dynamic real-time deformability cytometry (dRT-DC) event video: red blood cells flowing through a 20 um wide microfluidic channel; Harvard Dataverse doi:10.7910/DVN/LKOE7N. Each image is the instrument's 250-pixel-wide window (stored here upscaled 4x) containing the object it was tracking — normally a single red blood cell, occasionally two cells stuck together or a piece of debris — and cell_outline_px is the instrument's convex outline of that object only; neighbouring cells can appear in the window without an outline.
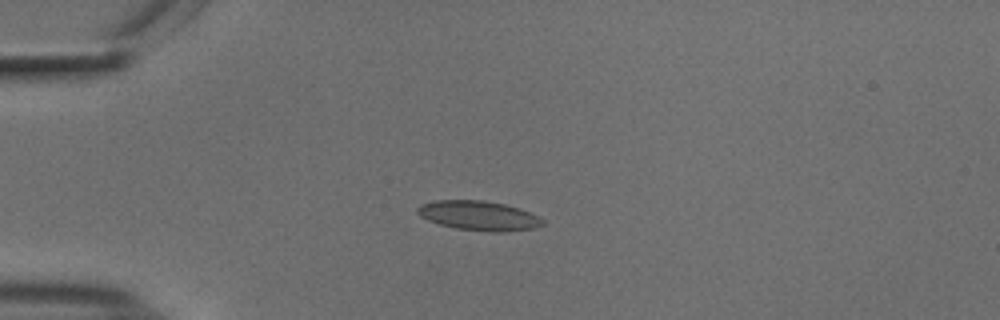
{"species": "common noctule bat (a hibernating species)", "species_latin": "Nyctalus noctula", "temperature_condition": "cold", "stored_images_in_passage": 36, "camera_frame_rate_fps": 3000, "um_per_image_px": 0.085, "animal": {"sex": "male", "body_mass_g": 18.8}, "frame": {"image": 1, "passage_image": 1, "time_ms": 0.0, "image_size_px": [1000, 320], "cell_outline_px": [[544, 224], [532, 228], [500, 232], [492, 232], [456, 228], [440, 224], [428, 220], [420, 216], [416, 212], [416, 208], [420, 204], [436, 200], [484, 200], [504, 204], [520, 208], [540, 216], [544, 220]], "centroid_in_image_um": [40.69, 18.32], "position_along_channel_um": 44.3, "area_um2": 21.56}}
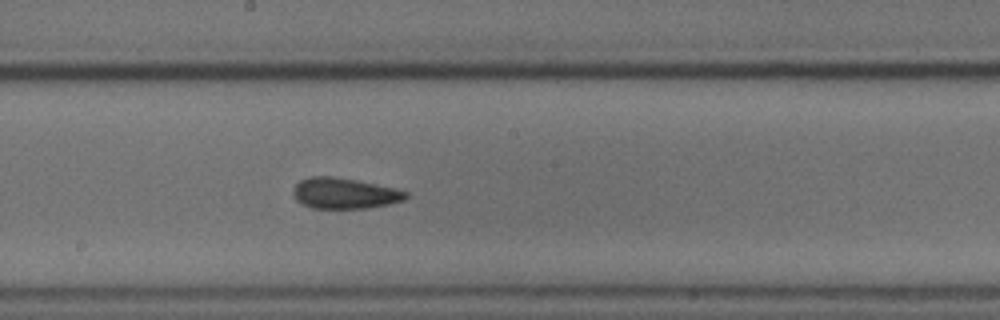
{"frame": {"image": 2, "passage_image": 17, "time_ms": 5.333, "image_size_px": [1000, 320], "cell_outline_px": [[408, 196], [404, 200], [388, 204], [368, 208], [312, 208], [296, 200], [292, 192], [292, 188], [300, 180], [312, 176], [332, 176], [356, 180], [396, 188], [408, 192]], "centroid_in_image_um": [29.27, 16.42], "position_along_channel_um": 218.9, "area_um2": 20.23}}
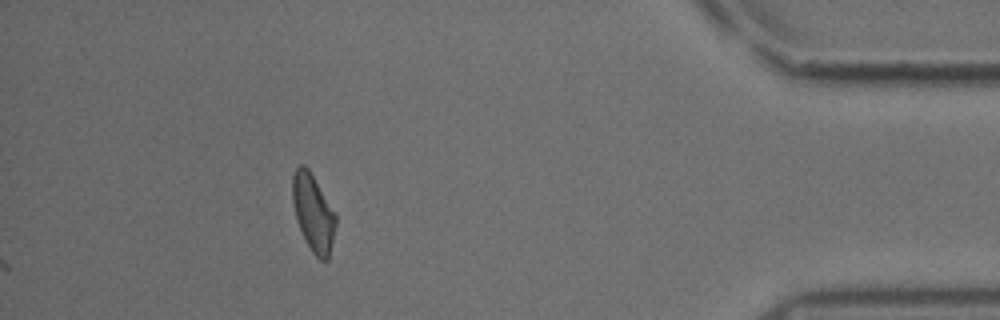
{"frame": {"image": 3, "passage_image": 36, "time_ms": 11.667, "image_size_px": [1000, 320], "cell_outline_px": [[336, 224], [328, 260], [320, 260], [312, 252], [300, 228], [296, 216], [292, 200], [292, 176], [296, 168], [300, 164], [304, 164], [308, 168], [336, 216]], "centroid_in_image_um": [26.61, 18.08], "position_along_channel_um": 408.6, "area_um2": 18.9}, "authors_computed_cell_mechanics": {"area_um2": 19.9988, "velocity_mm_per_s": 3.7258, "shape_relaxation_time_tau1_ms": 3.1765, "shape_relaxation_time_tau2_ms": 2.3927, "deformation_change_tau1": 0.1202, "deformation_change_tau2": 0.1009}}